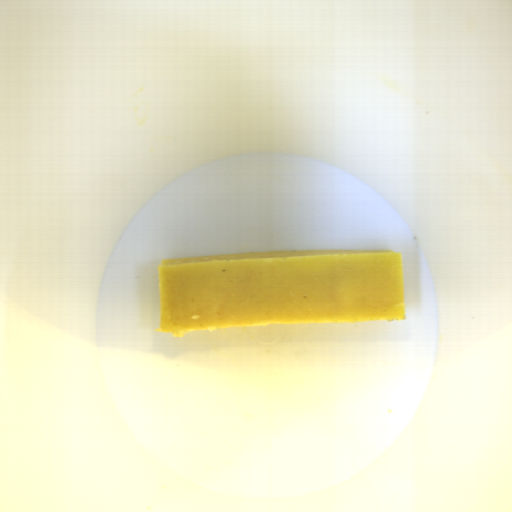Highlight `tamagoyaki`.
I'll return each instance as SVG.
<instances>
[{"label": "tamagoyaki", "instance_id": "tamagoyaki-1", "mask_svg": "<svg viewBox=\"0 0 512 512\" xmlns=\"http://www.w3.org/2000/svg\"><path fill=\"white\" fill-rule=\"evenodd\" d=\"M159 325L191 331L406 320L403 253L310 249L161 259Z\"/></svg>", "mask_w": 512, "mask_h": 512}]
</instances>
